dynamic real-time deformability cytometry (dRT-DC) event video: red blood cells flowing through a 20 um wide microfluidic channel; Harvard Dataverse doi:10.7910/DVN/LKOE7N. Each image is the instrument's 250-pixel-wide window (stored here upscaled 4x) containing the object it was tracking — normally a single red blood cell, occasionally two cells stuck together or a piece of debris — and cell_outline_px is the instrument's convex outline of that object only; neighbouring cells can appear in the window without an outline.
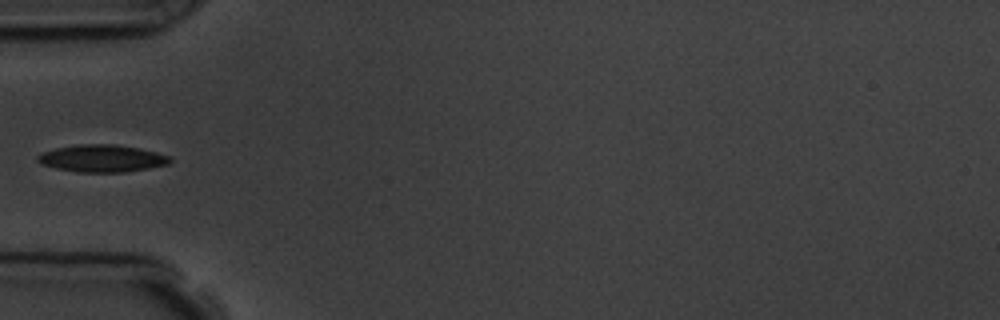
{"species": "common noctule bat (a hibernating species)", "species_latin": "Nyctalus noctula", "temperature_condition": "room temperature", "stored_images_in_passage": 13, "camera_frame_rate_fps": 3000, "um_per_image_px": 0.085, "animal": {"sex": "male", "body_mass_g": 19.5, "forearm_length_mm": 54.6}, "frame": {"image": 1, "passage_image": 3, "time_ms": 3.333, "image_size_px": [1000, 320], "cell_outline_px": [[172, 160], [168, 164], [148, 168], [124, 172], [76, 172], [56, 168], [40, 164], [36, 160], [36, 156], [40, 152], [56, 148], [76, 144], [116, 144], [156, 152], [168, 156]], "centroid_in_image_um": [8.6, 13.46], "position_along_channel_um": 76.4, "area_um2": 21.04}}
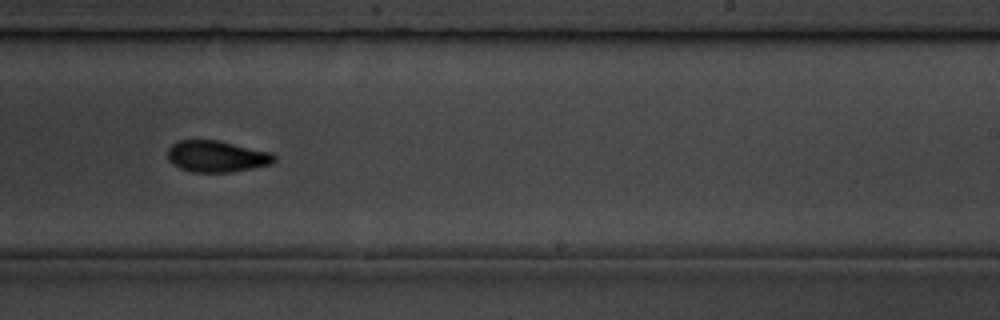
{"frame": {"image": 2, "passage_image": 8, "time_ms": 8.667, "image_size_px": [1000, 320], "cell_outline_px": [[276, 160], [272, 164], [232, 172], [192, 172], [180, 168], [172, 164], [168, 160], [168, 148], [176, 140], [220, 140], [272, 152], [276, 156]], "centroid_in_image_um": [18.43, 13.28], "position_along_channel_um": 270.6, "area_um2": 19.83}}
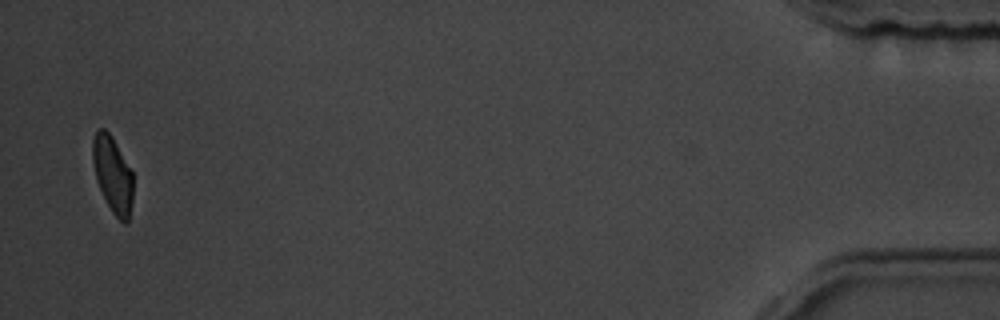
{"frame": {"image": 3, "passage_image": 13, "time_ms": 15.333, "image_size_px": [1000, 320], "cell_outline_px": [[132, 204], [128, 220], [124, 224], [112, 212], [96, 180], [92, 160], [92, 140], [96, 128], [104, 128], [112, 136], [132, 172]], "centroid_in_image_um": [9.56, 14.79], "position_along_channel_um": 425.6, "area_um2": 17.86}, "authors_computed_cell_mechanics": {"area_um2": 19.8254, "velocity_mm_per_s": 3.6487, "shape_relaxation_time_tau1_ms": 6.4903, "shape_relaxation_time_tau2_ms": 4.2267, "deformation_change_tau1": 0.1644, "deformation_change_tau2": 0.0912}}